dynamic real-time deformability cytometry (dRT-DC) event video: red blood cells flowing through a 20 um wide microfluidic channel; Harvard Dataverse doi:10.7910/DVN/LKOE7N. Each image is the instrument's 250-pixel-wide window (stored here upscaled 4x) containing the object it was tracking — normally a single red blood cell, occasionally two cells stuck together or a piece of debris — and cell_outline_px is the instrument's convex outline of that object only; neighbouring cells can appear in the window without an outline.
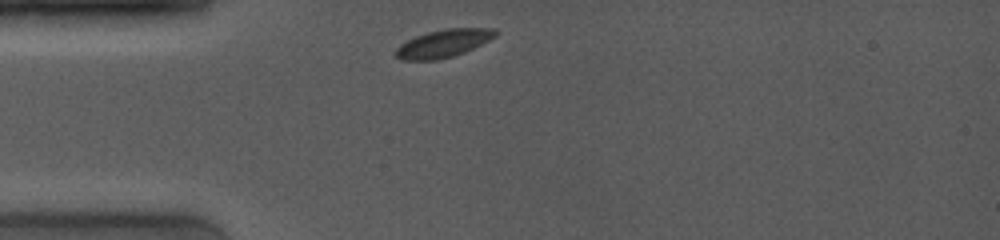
{"species": "common noctule bat (a hibernating species)", "species_latin": "Nyctalus noctula", "temperature_condition": "room temperature", "stored_images_in_passage": 23, "camera_frame_rate_fps": 4000, "um_per_image_px": 0.085, "animal": {"sex": "female", "body_mass_g": 19.0, "forearm_length_mm": 53.3}, "frame": {"image": 1, "passage_image": 1, "time_ms": 0.0, "image_size_px": [1000, 240], "cell_outline_px": [[500, 32], [496, 36], [464, 52], [452, 56], [436, 60], [400, 60], [392, 52], [400, 44], [416, 36], [428, 32], [448, 28], [496, 28]], "centroid_in_image_um": [37.68, 3.69], "position_along_channel_um": 47.3, "area_um2": 16.13}}
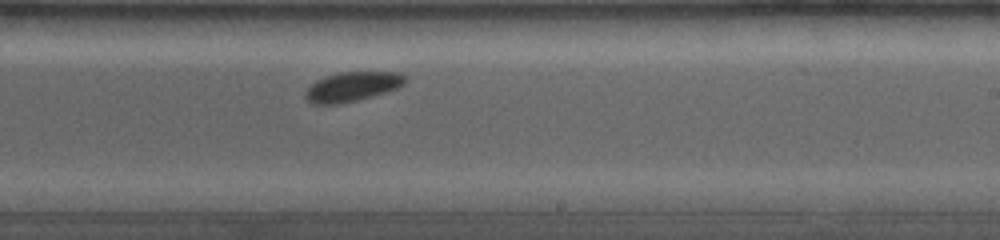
{"frame": {"image": 2, "passage_image": 16, "time_ms": 5.75, "image_size_px": [1000, 240], "cell_outline_px": [[408, 80], [404, 84], [396, 88], [384, 92], [356, 100], [340, 104], [312, 104], [304, 96], [308, 88], [316, 80], [324, 76], [340, 72], [400, 72], [408, 76]], "centroid_in_image_um": [29.96, 7.35], "position_along_channel_um": 259.0, "area_um2": 17.11}}
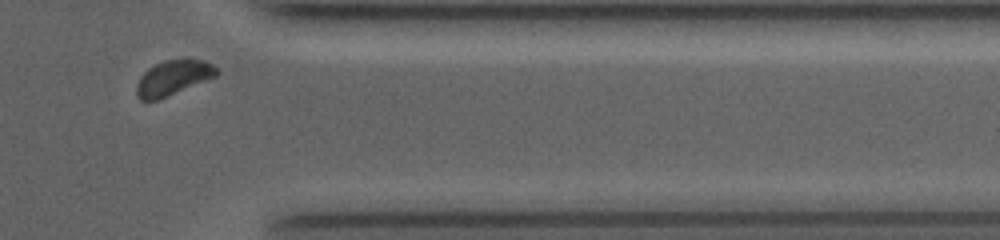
{"frame": {"image": 3, "passage_image": 22, "time_ms": 9.25, "image_size_px": [1000, 240], "cell_outline_px": [[220, 72], [216, 76], [156, 100], [140, 100], [136, 96], [136, 84], [140, 76], [148, 68], [164, 60], [204, 60], [212, 64]], "centroid_in_image_um": [14.68, 6.61], "position_along_channel_um": 396.7, "area_um2": 15.95}}